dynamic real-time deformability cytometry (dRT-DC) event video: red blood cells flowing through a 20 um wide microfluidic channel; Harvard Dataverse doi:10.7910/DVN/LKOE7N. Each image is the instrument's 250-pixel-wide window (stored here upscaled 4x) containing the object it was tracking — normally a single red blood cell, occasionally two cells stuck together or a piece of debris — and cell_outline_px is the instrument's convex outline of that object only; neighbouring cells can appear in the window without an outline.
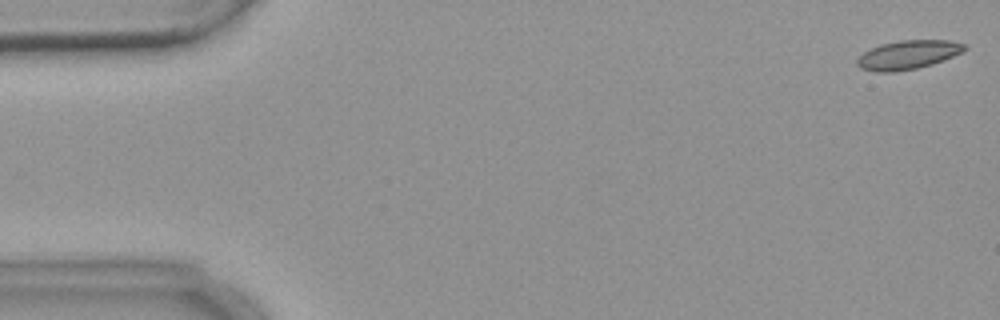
{"species": "common noctule bat (a hibernating species)", "species_latin": "Nyctalus noctula", "temperature_condition": "warm", "stored_images_in_passage": 5, "camera_frame_rate_fps": 3000, "um_per_image_px": 0.085, "animal": {"sex": "female", "body_mass_g": 18.4}, "frame": {"image": 1, "passage_image": 1, "time_ms": 0.0, "image_size_px": [1000, 320], "cell_outline_px": [[968, 48], [964, 52], [944, 60], [932, 64], [916, 68], [896, 72], [876, 72], [860, 68], [856, 64], [856, 60], [864, 52], [880, 44], [900, 40], [948, 40], [964, 44]], "centroid_in_image_um": [77.19, 4.66], "position_along_channel_um": 7.8, "area_um2": 18.15}}